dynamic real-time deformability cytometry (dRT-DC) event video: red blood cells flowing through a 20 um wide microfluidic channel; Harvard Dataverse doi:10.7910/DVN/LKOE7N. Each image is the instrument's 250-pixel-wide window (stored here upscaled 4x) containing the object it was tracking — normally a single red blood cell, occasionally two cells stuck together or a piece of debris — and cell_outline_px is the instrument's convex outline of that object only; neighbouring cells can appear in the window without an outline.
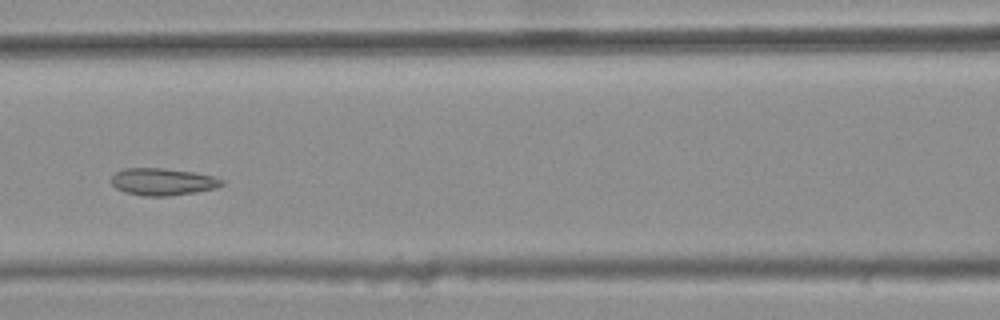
{"species": "common noctule bat (a hibernating species)", "species_latin": "Nyctalus noctula", "temperature_condition": "warm", "stored_images_in_passage": 8, "camera_frame_rate_fps": 3000, "um_per_image_px": 0.085, "animal": {"sex": "female", "body_mass_g": 25.1}, "frame": {"image": 1, "passage_image": 5, "time_ms": 1.333, "image_size_px": [1000, 320], "cell_outline_px": [[224, 184], [216, 188], [196, 192], [168, 196], [144, 196], [124, 192], [116, 188], [112, 184], [112, 176], [116, 172], [124, 168], [164, 168], [192, 172], [212, 176], [224, 180]], "centroid_in_image_um": [13.83, 15.45], "position_along_channel_um": 152.8, "area_um2": 17.46}}
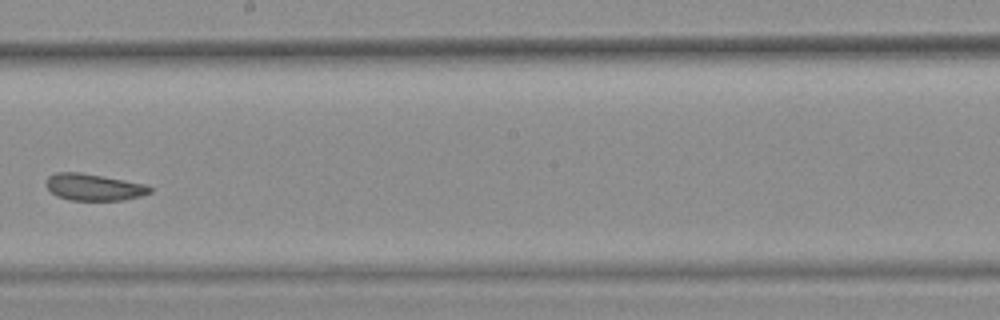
{"frame": {"image": 2, "passage_image": 7, "time_ms": 2.0, "image_size_px": [1000, 320], "cell_outline_px": [[152, 192], [140, 196], [124, 200], [72, 200], [56, 196], [48, 188], [48, 176], [56, 172], [80, 172], [104, 176], [144, 184], [152, 188]], "centroid_in_image_um": [7.99, 15.9], "position_along_channel_um": 240.2, "area_um2": 16.01}}
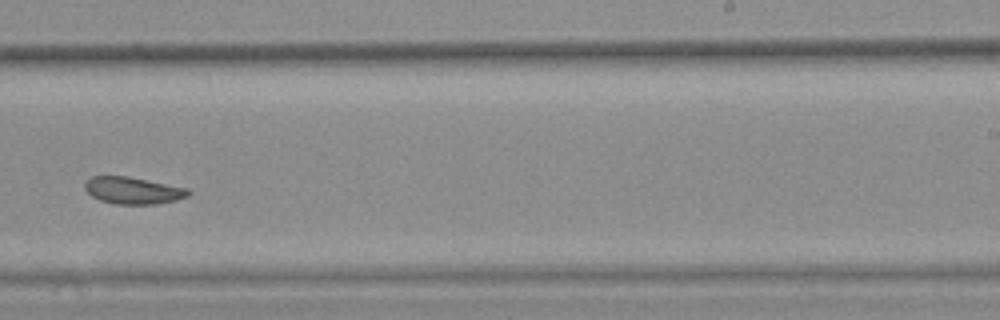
{"frame": {"image": 3, "passage_image": 8, "time_ms": 2.333, "image_size_px": [1000, 320], "cell_outline_px": [[192, 192], [188, 196], [176, 200], [156, 204], [116, 204], [100, 200], [92, 196], [84, 188], [84, 184], [92, 176], [128, 176], [188, 188]], "centroid_in_image_um": [11.33, 16.19], "position_along_channel_um": 277.7, "area_um2": 16.24}}